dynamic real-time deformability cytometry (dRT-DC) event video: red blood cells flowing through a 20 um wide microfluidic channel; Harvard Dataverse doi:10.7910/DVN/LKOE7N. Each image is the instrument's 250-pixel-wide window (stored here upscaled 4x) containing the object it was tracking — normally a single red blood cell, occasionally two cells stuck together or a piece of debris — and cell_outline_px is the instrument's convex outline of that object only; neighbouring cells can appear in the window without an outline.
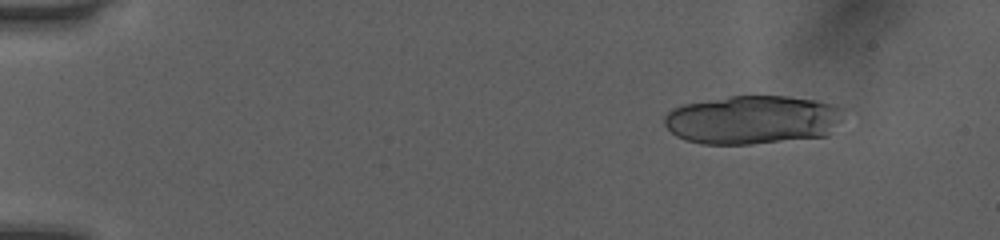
{"species": "human", "species_latin": "Homo sapiens", "temperature_condition": "room temperature", "stored_images_in_passage": 45, "segment_of_instrument_passage": [1, 2], "camera_frame_rate_fps": 3000, "um_per_image_px": 0.085, "donor": {"sex": "female"}, "frame": {"image": 1, "passage_image": 1, "time_ms": 0.0, "image_size_px": [1000, 240], "cell_outline_px": [[840, 120], [828, 136], [752, 144], [700, 144], [684, 140], [676, 136], [664, 124], [664, 116], [672, 108], [684, 104], [728, 96], [788, 96], [816, 100], [836, 104], [840, 108]], "centroid_in_image_um": [63.94, 10.18], "position_along_channel_um": 21.1, "area_um2": 51.04}}